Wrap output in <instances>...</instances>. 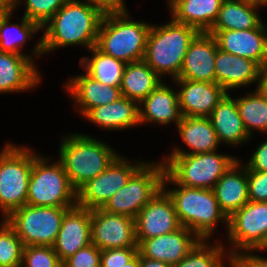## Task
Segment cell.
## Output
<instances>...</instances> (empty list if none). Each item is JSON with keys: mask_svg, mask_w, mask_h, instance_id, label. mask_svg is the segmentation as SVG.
I'll return each mask as SVG.
<instances>
[{"mask_svg": "<svg viewBox=\"0 0 267 267\" xmlns=\"http://www.w3.org/2000/svg\"><path fill=\"white\" fill-rule=\"evenodd\" d=\"M200 240L191 230L181 226L172 233L143 240L138 245V252L148 259L173 266L185 258Z\"/></svg>", "mask_w": 267, "mask_h": 267, "instance_id": "2e32d148", "label": "cell"}, {"mask_svg": "<svg viewBox=\"0 0 267 267\" xmlns=\"http://www.w3.org/2000/svg\"><path fill=\"white\" fill-rule=\"evenodd\" d=\"M165 173L177 184L190 188L213 189L217 181L238 159L216 151L169 155Z\"/></svg>", "mask_w": 267, "mask_h": 267, "instance_id": "52a82bcc", "label": "cell"}, {"mask_svg": "<svg viewBox=\"0 0 267 267\" xmlns=\"http://www.w3.org/2000/svg\"><path fill=\"white\" fill-rule=\"evenodd\" d=\"M23 242L4 219L0 226V267H22Z\"/></svg>", "mask_w": 267, "mask_h": 267, "instance_id": "e575fe53", "label": "cell"}, {"mask_svg": "<svg viewBox=\"0 0 267 267\" xmlns=\"http://www.w3.org/2000/svg\"><path fill=\"white\" fill-rule=\"evenodd\" d=\"M103 16L104 13L95 6L79 0H68L43 26L45 33L35 45L32 56L79 44L89 50L96 46Z\"/></svg>", "mask_w": 267, "mask_h": 267, "instance_id": "6da1fadb", "label": "cell"}, {"mask_svg": "<svg viewBox=\"0 0 267 267\" xmlns=\"http://www.w3.org/2000/svg\"><path fill=\"white\" fill-rule=\"evenodd\" d=\"M138 254V248L102 250L100 267H123Z\"/></svg>", "mask_w": 267, "mask_h": 267, "instance_id": "f35d334b", "label": "cell"}, {"mask_svg": "<svg viewBox=\"0 0 267 267\" xmlns=\"http://www.w3.org/2000/svg\"><path fill=\"white\" fill-rule=\"evenodd\" d=\"M258 250H261V251L267 250V236H266L263 244L261 245V247Z\"/></svg>", "mask_w": 267, "mask_h": 267, "instance_id": "681fc988", "label": "cell"}, {"mask_svg": "<svg viewBox=\"0 0 267 267\" xmlns=\"http://www.w3.org/2000/svg\"><path fill=\"white\" fill-rule=\"evenodd\" d=\"M248 175V197L252 202H267V172L250 171Z\"/></svg>", "mask_w": 267, "mask_h": 267, "instance_id": "ab89813d", "label": "cell"}, {"mask_svg": "<svg viewBox=\"0 0 267 267\" xmlns=\"http://www.w3.org/2000/svg\"><path fill=\"white\" fill-rule=\"evenodd\" d=\"M227 230L228 241L234 247L228 254L230 266L231 257L239 250L258 251L263 244L267 236V202L248 201L228 218Z\"/></svg>", "mask_w": 267, "mask_h": 267, "instance_id": "8fae6325", "label": "cell"}, {"mask_svg": "<svg viewBox=\"0 0 267 267\" xmlns=\"http://www.w3.org/2000/svg\"><path fill=\"white\" fill-rule=\"evenodd\" d=\"M16 0H0V11H15Z\"/></svg>", "mask_w": 267, "mask_h": 267, "instance_id": "bcb514c9", "label": "cell"}, {"mask_svg": "<svg viewBox=\"0 0 267 267\" xmlns=\"http://www.w3.org/2000/svg\"><path fill=\"white\" fill-rule=\"evenodd\" d=\"M72 207L24 205L5 220L22 240L23 246H53L65 213Z\"/></svg>", "mask_w": 267, "mask_h": 267, "instance_id": "9c48e42d", "label": "cell"}, {"mask_svg": "<svg viewBox=\"0 0 267 267\" xmlns=\"http://www.w3.org/2000/svg\"><path fill=\"white\" fill-rule=\"evenodd\" d=\"M206 242L207 240L201 239L185 258L172 267H226L222 261V243L209 246Z\"/></svg>", "mask_w": 267, "mask_h": 267, "instance_id": "836d02e7", "label": "cell"}, {"mask_svg": "<svg viewBox=\"0 0 267 267\" xmlns=\"http://www.w3.org/2000/svg\"><path fill=\"white\" fill-rule=\"evenodd\" d=\"M261 66L244 57L217 49L215 57L216 83L227 93L259 80Z\"/></svg>", "mask_w": 267, "mask_h": 267, "instance_id": "44dd1931", "label": "cell"}, {"mask_svg": "<svg viewBox=\"0 0 267 267\" xmlns=\"http://www.w3.org/2000/svg\"><path fill=\"white\" fill-rule=\"evenodd\" d=\"M36 155L30 148L10 143L0 152V209L4 218L26 205L28 183Z\"/></svg>", "mask_w": 267, "mask_h": 267, "instance_id": "ba28073f", "label": "cell"}, {"mask_svg": "<svg viewBox=\"0 0 267 267\" xmlns=\"http://www.w3.org/2000/svg\"><path fill=\"white\" fill-rule=\"evenodd\" d=\"M218 49L213 34L199 32L184 56L178 79L216 82L215 57Z\"/></svg>", "mask_w": 267, "mask_h": 267, "instance_id": "e0dca14e", "label": "cell"}, {"mask_svg": "<svg viewBox=\"0 0 267 267\" xmlns=\"http://www.w3.org/2000/svg\"><path fill=\"white\" fill-rule=\"evenodd\" d=\"M91 243V210L76 205L65 213L53 249L63 263Z\"/></svg>", "mask_w": 267, "mask_h": 267, "instance_id": "ac0fdd59", "label": "cell"}, {"mask_svg": "<svg viewBox=\"0 0 267 267\" xmlns=\"http://www.w3.org/2000/svg\"><path fill=\"white\" fill-rule=\"evenodd\" d=\"M179 108L183 117H209L227 92L216 82L175 79Z\"/></svg>", "mask_w": 267, "mask_h": 267, "instance_id": "d6986e66", "label": "cell"}, {"mask_svg": "<svg viewBox=\"0 0 267 267\" xmlns=\"http://www.w3.org/2000/svg\"><path fill=\"white\" fill-rule=\"evenodd\" d=\"M59 153V161L76 190L101 174L119 155L106 143L79 133L64 138Z\"/></svg>", "mask_w": 267, "mask_h": 267, "instance_id": "5b68a950", "label": "cell"}, {"mask_svg": "<svg viewBox=\"0 0 267 267\" xmlns=\"http://www.w3.org/2000/svg\"><path fill=\"white\" fill-rule=\"evenodd\" d=\"M213 191L220 210L229 218L249 201L246 166L237 160L217 181Z\"/></svg>", "mask_w": 267, "mask_h": 267, "instance_id": "7402d4cb", "label": "cell"}, {"mask_svg": "<svg viewBox=\"0 0 267 267\" xmlns=\"http://www.w3.org/2000/svg\"><path fill=\"white\" fill-rule=\"evenodd\" d=\"M91 242L100 250L138 248L135 219L102 208L92 209Z\"/></svg>", "mask_w": 267, "mask_h": 267, "instance_id": "4fadbf2b", "label": "cell"}, {"mask_svg": "<svg viewBox=\"0 0 267 267\" xmlns=\"http://www.w3.org/2000/svg\"><path fill=\"white\" fill-rule=\"evenodd\" d=\"M123 267H139V252L132 260H130Z\"/></svg>", "mask_w": 267, "mask_h": 267, "instance_id": "7dc6e473", "label": "cell"}, {"mask_svg": "<svg viewBox=\"0 0 267 267\" xmlns=\"http://www.w3.org/2000/svg\"><path fill=\"white\" fill-rule=\"evenodd\" d=\"M129 163L118 155L101 174L87 181L77 190V205L89 210L102 208L144 164L142 162L135 163V165Z\"/></svg>", "mask_w": 267, "mask_h": 267, "instance_id": "7c38bea8", "label": "cell"}, {"mask_svg": "<svg viewBox=\"0 0 267 267\" xmlns=\"http://www.w3.org/2000/svg\"><path fill=\"white\" fill-rule=\"evenodd\" d=\"M199 33L183 23L171 22L149 29L144 61L161 77L169 74L175 80L180 74L190 43Z\"/></svg>", "mask_w": 267, "mask_h": 267, "instance_id": "3957f363", "label": "cell"}, {"mask_svg": "<svg viewBox=\"0 0 267 267\" xmlns=\"http://www.w3.org/2000/svg\"><path fill=\"white\" fill-rule=\"evenodd\" d=\"M68 0H25L26 10L23 16L35 22L41 29L59 11ZM21 0H16V6Z\"/></svg>", "mask_w": 267, "mask_h": 267, "instance_id": "d590c367", "label": "cell"}, {"mask_svg": "<svg viewBox=\"0 0 267 267\" xmlns=\"http://www.w3.org/2000/svg\"><path fill=\"white\" fill-rule=\"evenodd\" d=\"M245 166L250 171L267 172V140L257 147Z\"/></svg>", "mask_w": 267, "mask_h": 267, "instance_id": "b9f144b4", "label": "cell"}, {"mask_svg": "<svg viewBox=\"0 0 267 267\" xmlns=\"http://www.w3.org/2000/svg\"><path fill=\"white\" fill-rule=\"evenodd\" d=\"M181 227L172 198L161 188L135 218L136 241L172 233Z\"/></svg>", "mask_w": 267, "mask_h": 267, "instance_id": "5bb4252c", "label": "cell"}, {"mask_svg": "<svg viewBox=\"0 0 267 267\" xmlns=\"http://www.w3.org/2000/svg\"><path fill=\"white\" fill-rule=\"evenodd\" d=\"M235 100L239 115L249 136L251 137L254 129L267 134V99L261 92L256 89L255 92Z\"/></svg>", "mask_w": 267, "mask_h": 267, "instance_id": "d6a6232c", "label": "cell"}, {"mask_svg": "<svg viewBox=\"0 0 267 267\" xmlns=\"http://www.w3.org/2000/svg\"><path fill=\"white\" fill-rule=\"evenodd\" d=\"M257 89L267 99V63L260 68Z\"/></svg>", "mask_w": 267, "mask_h": 267, "instance_id": "ee69618b", "label": "cell"}, {"mask_svg": "<svg viewBox=\"0 0 267 267\" xmlns=\"http://www.w3.org/2000/svg\"><path fill=\"white\" fill-rule=\"evenodd\" d=\"M256 7L267 5V0H250Z\"/></svg>", "mask_w": 267, "mask_h": 267, "instance_id": "c3c4849f", "label": "cell"}, {"mask_svg": "<svg viewBox=\"0 0 267 267\" xmlns=\"http://www.w3.org/2000/svg\"><path fill=\"white\" fill-rule=\"evenodd\" d=\"M101 252L94 244L79 249L75 254L67 258L63 263V267H100Z\"/></svg>", "mask_w": 267, "mask_h": 267, "instance_id": "74e56055", "label": "cell"}, {"mask_svg": "<svg viewBox=\"0 0 267 267\" xmlns=\"http://www.w3.org/2000/svg\"><path fill=\"white\" fill-rule=\"evenodd\" d=\"M12 11H0V51L10 52L20 55V48L23 49L25 42L41 28L35 23L22 17L21 24L9 23ZM13 27V33L10 30ZM11 32V33H10Z\"/></svg>", "mask_w": 267, "mask_h": 267, "instance_id": "1f68e13d", "label": "cell"}, {"mask_svg": "<svg viewBox=\"0 0 267 267\" xmlns=\"http://www.w3.org/2000/svg\"><path fill=\"white\" fill-rule=\"evenodd\" d=\"M139 121L155 122L162 125L175 121L176 126L182 115L179 108L178 92L163 82L139 103ZM141 106L142 109H141Z\"/></svg>", "mask_w": 267, "mask_h": 267, "instance_id": "cb8c5ba5", "label": "cell"}, {"mask_svg": "<svg viewBox=\"0 0 267 267\" xmlns=\"http://www.w3.org/2000/svg\"><path fill=\"white\" fill-rule=\"evenodd\" d=\"M242 254H241V253ZM231 257V266L232 267H267V258L251 254L252 251H243L247 254H243L242 251ZM248 252L250 254H248Z\"/></svg>", "mask_w": 267, "mask_h": 267, "instance_id": "60d3db41", "label": "cell"}, {"mask_svg": "<svg viewBox=\"0 0 267 267\" xmlns=\"http://www.w3.org/2000/svg\"><path fill=\"white\" fill-rule=\"evenodd\" d=\"M22 267H63L53 246L30 245L23 248Z\"/></svg>", "mask_w": 267, "mask_h": 267, "instance_id": "8d00e7d4", "label": "cell"}, {"mask_svg": "<svg viewBox=\"0 0 267 267\" xmlns=\"http://www.w3.org/2000/svg\"><path fill=\"white\" fill-rule=\"evenodd\" d=\"M264 23L249 30L208 31L213 34L218 48L258 63H267V28Z\"/></svg>", "mask_w": 267, "mask_h": 267, "instance_id": "9a60e30c", "label": "cell"}, {"mask_svg": "<svg viewBox=\"0 0 267 267\" xmlns=\"http://www.w3.org/2000/svg\"><path fill=\"white\" fill-rule=\"evenodd\" d=\"M50 159L36 155L28 183L27 205L74 207L77 190L71 185L62 163L48 164Z\"/></svg>", "mask_w": 267, "mask_h": 267, "instance_id": "8992f818", "label": "cell"}, {"mask_svg": "<svg viewBox=\"0 0 267 267\" xmlns=\"http://www.w3.org/2000/svg\"><path fill=\"white\" fill-rule=\"evenodd\" d=\"M135 100L120 97L103 106L91 109L84 117L99 127L110 130H121L140 125L139 104Z\"/></svg>", "mask_w": 267, "mask_h": 267, "instance_id": "83f0119b", "label": "cell"}, {"mask_svg": "<svg viewBox=\"0 0 267 267\" xmlns=\"http://www.w3.org/2000/svg\"><path fill=\"white\" fill-rule=\"evenodd\" d=\"M92 58L82 57L81 66L86 73L104 85L120 87L126 63L100 51L96 46L89 49Z\"/></svg>", "mask_w": 267, "mask_h": 267, "instance_id": "4dcf8cb0", "label": "cell"}, {"mask_svg": "<svg viewBox=\"0 0 267 267\" xmlns=\"http://www.w3.org/2000/svg\"><path fill=\"white\" fill-rule=\"evenodd\" d=\"M221 144L238 145L250 139L239 115L236 100L229 93L217 104L208 117Z\"/></svg>", "mask_w": 267, "mask_h": 267, "instance_id": "484cf974", "label": "cell"}, {"mask_svg": "<svg viewBox=\"0 0 267 267\" xmlns=\"http://www.w3.org/2000/svg\"><path fill=\"white\" fill-rule=\"evenodd\" d=\"M31 56L0 51V93L24 92L41 80Z\"/></svg>", "mask_w": 267, "mask_h": 267, "instance_id": "ffe728a7", "label": "cell"}, {"mask_svg": "<svg viewBox=\"0 0 267 267\" xmlns=\"http://www.w3.org/2000/svg\"><path fill=\"white\" fill-rule=\"evenodd\" d=\"M178 186V189L166 190V183ZM162 188L172 198L175 211L181 226L188 228L200 239L208 240L216 223L228 218L220 210L213 189L190 188L177 185L166 173L163 176Z\"/></svg>", "mask_w": 267, "mask_h": 267, "instance_id": "7a4b0ae2", "label": "cell"}, {"mask_svg": "<svg viewBox=\"0 0 267 267\" xmlns=\"http://www.w3.org/2000/svg\"><path fill=\"white\" fill-rule=\"evenodd\" d=\"M161 80L144 60L128 63L120 84L121 95L139 104L162 83Z\"/></svg>", "mask_w": 267, "mask_h": 267, "instance_id": "f546056e", "label": "cell"}, {"mask_svg": "<svg viewBox=\"0 0 267 267\" xmlns=\"http://www.w3.org/2000/svg\"><path fill=\"white\" fill-rule=\"evenodd\" d=\"M66 88L83 116L97 106L112 103L122 97L120 87L104 85L87 73L69 79Z\"/></svg>", "mask_w": 267, "mask_h": 267, "instance_id": "603a6c76", "label": "cell"}, {"mask_svg": "<svg viewBox=\"0 0 267 267\" xmlns=\"http://www.w3.org/2000/svg\"><path fill=\"white\" fill-rule=\"evenodd\" d=\"M86 3L99 8L104 14L123 12L127 9L123 0H85Z\"/></svg>", "mask_w": 267, "mask_h": 267, "instance_id": "7bdbcfd3", "label": "cell"}, {"mask_svg": "<svg viewBox=\"0 0 267 267\" xmlns=\"http://www.w3.org/2000/svg\"><path fill=\"white\" fill-rule=\"evenodd\" d=\"M181 139L191 152L174 148L170 155L199 154L216 151L220 144L208 117H183L177 125Z\"/></svg>", "mask_w": 267, "mask_h": 267, "instance_id": "4316f807", "label": "cell"}, {"mask_svg": "<svg viewBox=\"0 0 267 267\" xmlns=\"http://www.w3.org/2000/svg\"><path fill=\"white\" fill-rule=\"evenodd\" d=\"M127 13H105L96 42L100 51L126 64L144 59L151 27L147 22L129 20Z\"/></svg>", "mask_w": 267, "mask_h": 267, "instance_id": "277c9868", "label": "cell"}, {"mask_svg": "<svg viewBox=\"0 0 267 267\" xmlns=\"http://www.w3.org/2000/svg\"><path fill=\"white\" fill-rule=\"evenodd\" d=\"M224 0H169L172 18L192 26L199 32H208L217 19Z\"/></svg>", "mask_w": 267, "mask_h": 267, "instance_id": "d4e9b609", "label": "cell"}, {"mask_svg": "<svg viewBox=\"0 0 267 267\" xmlns=\"http://www.w3.org/2000/svg\"><path fill=\"white\" fill-rule=\"evenodd\" d=\"M250 0H224L216 21L209 31L249 30L259 27L263 21Z\"/></svg>", "mask_w": 267, "mask_h": 267, "instance_id": "f1b7e54d", "label": "cell"}, {"mask_svg": "<svg viewBox=\"0 0 267 267\" xmlns=\"http://www.w3.org/2000/svg\"><path fill=\"white\" fill-rule=\"evenodd\" d=\"M139 267H172L163 261L151 260L139 253Z\"/></svg>", "mask_w": 267, "mask_h": 267, "instance_id": "f6af8a7d", "label": "cell"}, {"mask_svg": "<svg viewBox=\"0 0 267 267\" xmlns=\"http://www.w3.org/2000/svg\"><path fill=\"white\" fill-rule=\"evenodd\" d=\"M145 163L102 207L103 210L136 218L140 210L162 188L165 166L162 162Z\"/></svg>", "mask_w": 267, "mask_h": 267, "instance_id": "30bf717a", "label": "cell"}]
</instances>
